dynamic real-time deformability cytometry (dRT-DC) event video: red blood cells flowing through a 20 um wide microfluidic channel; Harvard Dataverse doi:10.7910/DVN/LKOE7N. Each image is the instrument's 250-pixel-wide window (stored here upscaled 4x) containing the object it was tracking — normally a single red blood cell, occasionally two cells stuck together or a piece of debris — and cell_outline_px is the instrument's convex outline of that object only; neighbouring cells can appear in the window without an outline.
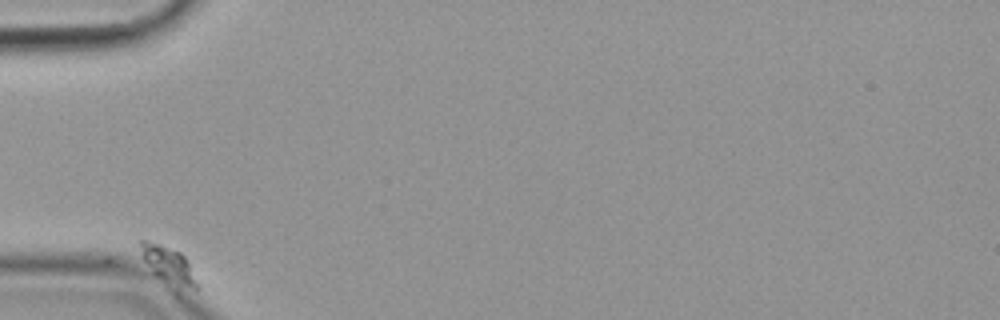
{"species": "common noctule bat (a hibernating species)", "species_latin": "Nyctalus noctula", "temperature_condition": "cold", "stored_images_in_passage": 8, "camera_frame_rate_fps": 3000, "um_per_image_px": 0.085, "animal": {"sex": "female", "body_mass_g": 19.9}, "frame": {"image": 1, "passage_image": 1, "time_ms": 0.0, "image_size_px": [1000, 320], "cell_outline_px": [[196, 288], [176, 296], [152, 272], [144, 260], [140, 244], [140, 240], [144, 240], [160, 244], [180, 252], [188, 260], [196, 284]], "centroid_in_image_um": [14.35, 22.69], "position_along_channel_um": 70.6, "area_um2": 12.83}}